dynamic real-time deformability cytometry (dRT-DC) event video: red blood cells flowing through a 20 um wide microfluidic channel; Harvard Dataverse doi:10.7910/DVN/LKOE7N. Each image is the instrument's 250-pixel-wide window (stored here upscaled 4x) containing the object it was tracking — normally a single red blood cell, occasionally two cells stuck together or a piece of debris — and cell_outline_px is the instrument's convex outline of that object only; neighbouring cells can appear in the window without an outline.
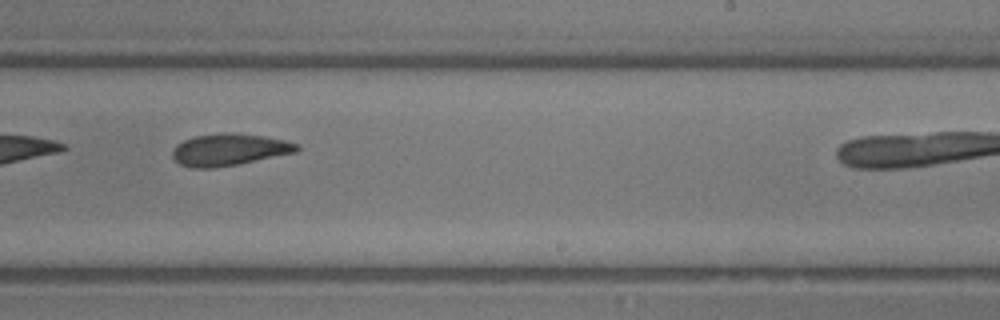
{"species": "common noctule bat (a hibernating species)", "species_latin": "Nyctalus noctula", "temperature_condition": "room temperature", "stored_images_in_passage": 18, "camera_frame_rate_fps": 3000, "um_per_image_px": 0.085, "animal": {"sex": "male", "body_mass_g": 13.3}, "frame": {"image": 1, "passage_image": 13, "time_ms": 4.0, "image_size_px": [1000, 320], "cell_outline_px": [[300, 148], [296, 152], [236, 164], [212, 168], [192, 168], [180, 164], [172, 156], [172, 152], [176, 144], [184, 140], [196, 136], [224, 132], [264, 136], [284, 140], [300, 144]], "centroid_in_image_um": [19.47, 12.72], "position_along_channel_um": 269.5, "area_um2": 22.89}}
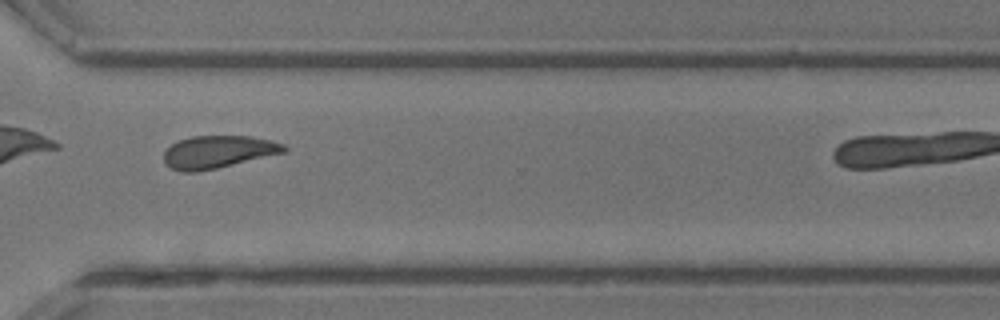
{"frame": {"image": 2, "passage_image": 16, "time_ms": 5.0, "image_size_px": [1000, 320], "cell_outline_px": [[288, 148], [284, 152], [216, 168], [196, 172], [180, 172], [164, 164], [164, 152], [172, 144], [180, 140], [192, 136], [252, 136], [272, 140], [284, 144]], "centroid_in_image_um": [18.52, 12.9], "position_along_channel_um": 352.1, "area_um2": 22.66}}